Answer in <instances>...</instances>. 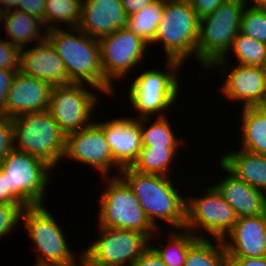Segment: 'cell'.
I'll return each instance as SVG.
<instances>
[{"label":"cell","mask_w":266,"mask_h":266,"mask_svg":"<svg viewBox=\"0 0 266 266\" xmlns=\"http://www.w3.org/2000/svg\"><path fill=\"white\" fill-rule=\"evenodd\" d=\"M0 204H22L9 190L7 176L0 169Z\"/></svg>","instance_id":"obj_40"},{"label":"cell","mask_w":266,"mask_h":266,"mask_svg":"<svg viewBox=\"0 0 266 266\" xmlns=\"http://www.w3.org/2000/svg\"><path fill=\"white\" fill-rule=\"evenodd\" d=\"M14 149L27 152L58 167L64 158L66 135L48 110L19 115L12 119Z\"/></svg>","instance_id":"obj_3"},{"label":"cell","mask_w":266,"mask_h":266,"mask_svg":"<svg viewBox=\"0 0 266 266\" xmlns=\"http://www.w3.org/2000/svg\"><path fill=\"white\" fill-rule=\"evenodd\" d=\"M45 2L46 0H17V9L40 19L45 28Z\"/></svg>","instance_id":"obj_36"},{"label":"cell","mask_w":266,"mask_h":266,"mask_svg":"<svg viewBox=\"0 0 266 266\" xmlns=\"http://www.w3.org/2000/svg\"><path fill=\"white\" fill-rule=\"evenodd\" d=\"M124 11L128 16H131L138 11H141L154 0H120Z\"/></svg>","instance_id":"obj_42"},{"label":"cell","mask_w":266,"mask_h":266,"mask_svg":"<svg viewBox=\"0 0 266 266\" xmlns=\"http://www.w3.org/2000/svg\"><path fill=\"white\" fill-rule=\"evenodd\" d=\"M154 118V121H150L151 117L137 119L140 123L142 147H180L183 142L175 135L168 117ZM148 121L153 123L150 125Z\"/></svg>","instance_id":"obj_27"},{"label":"cell","mask_w":266,"mask_h":266,"mask_svg":"<svg viewBox=\"0 0 266 266\" xmlns=\"http://www.w3.org/2000/svg\"><path fill=\"white\" fill-rule=\"evenodd\" d=\"M103 179H107V188L103 190L98 202V226L137 231L145 234L150 241H155L161 227L157 229L150 223L140 201L127 183L117 174Z\"/></svg>","instance_id":"obj_6"},{"label":"cell","mask_w":266,"mask_h":266,"mask_svg":"<svg viewBox=\"0 0 266 266\" xmlns=\"http://www.w3.org/2000/svg\"><path fill=\"white\" fill-rule=\"evenodd\" d=\"M203 193L204 196L187 197L184 229L197 238H207L209 235L211 239L212 235L213 240H223L237 222V216L213 184L206 186ZM201 230L207 232V237Z\"/></svg>","instance_id":"obj_10"},{"label":"cell","mask_w":266,"mask_h":266,"mask_svg":"<svg viewBox=\"0 0 266 266\" xmlns=\"http://www.w3.org/2000/svg\"><path fill=\"white\" fill-rule=\"evenodd\" d=\"M242 3L246 6V7H251V8H263L266 9V0H241ZM253 2L252 5H250L249 3ZM249 4V5H247Z\"/></svg>","instance_id":"obj_44"},{"label":"cell","mask_w":266,"mask_h":266,"mask_svg":"<svg viewBox=\"0 0 266 266\" xmlns=\"http://www.w3.org/2000/svg\"><path fill=\"white\" fill-rule=\"evenodd\" d=\"M182 66L180 61L166 60L165 67L168 71L149 69L137 75L127 94L131 107L139 113L136 119L153 115L167 116L165 112L171 110L175 100L178 101V95L180 96L178 77Z\"/></svg>","instance_id":"obj_4"},{"label":"cell","mask_w":266,"mask_h":266,"mask_svg":"<svg viewBox=\"0 0 266 266\" xmlns=\"http://www.w3.org/2000/svg\"><path fill=\"white\" fill-rule=\"evenodd\" d=\"M245 5L241 0H226L211 14L200 18L197 61L207 70L230 50L240 32L241 15Z\"/></svg>","instance_id":"obj_8"},{"label":"cell","mask_w":266,"mask_h":266,"mask_svg":"<svg viewBox=\"0 0 266 266\" xmlns=\"http://www.w3.org/2000/svg\"><path fill=\"white\" fill-rule=\"evenodd\" d=\"M53 86L18 70L9 88L2 115L11 119L27 113L46 111Z\"/></svg>","instance_id":"obj_16"},{"label":"cell","mask_w":266,"mask_h":266,"mask_svg":"<svg viewBox=\"0 0 266 266\" xmlns=\"http://www.w3.org/2000/svg\"><path fill=\"white\" fill-rule=\"evenodd\" d=\"M219 164L227 177L213 186L233 208L237 218L266 213V194L238 179L221 162Z\"/></svg>","instance_id":"obj_21"},{"label":"cell","mask_w":266,"mask_h":266,"mask_svg":"<svg viewBox=\"0 0 266 266\" xmlns=\"http://www.w3.org/2000/svg\"><path fill=\"white\" fill-rule=\"evenodd\" d=\"M131 266H167L157 252L149 246Z\"/></svg>","instance_id":"obj_39"},{"label":"cell","mask_w":266,"mask_h":266,"mask_svg":"<svg viewBox=\"0 0 266 266\" xmlns=\"http://www.w3.org/2000/svg\"><path fill=\"white\" fill-rule=\"evenodd\" d=\"M199 18L211 14L226 0H188Z\"/></svg>","instance_id":"obj_38"},{"label":"cell","mask_w":266,"mask_h":266,"mask_svg":"<svg viewBox=\"0 0 266 266\" xmlns=\"http://www.w3.org/2000/svg\"><path fill=\"white\" fill-rule=\"evenodd\" d=\"M118 175L134 192L147 219L155 228H159V220L176 231L184 229L186 199L181 196L178 187H174L170 176L139 173L130 167L122 168Z\"/></svg>","instance_id":"obj_2"},{"label":"cell","mask_w":266,"mask_h":266,"mask_svg":"<svg viewBox=\"0 0 266 266\" xmlns=\"http://www.w3.org/2000/svg\"><path fill=\"white\" fill-rule=\"evenodd\" d=\"M14 148L12 119L0 115V161Z\"/></svg>","instance_id":"obj_35"},{"label":"cell","mask_w":266,"mask_h":266,"mask_svg":"<svg viewBox=\"0 0 266 266\" xmlns=\"http://www.w3.org/2000/svg\"><path fill=\"white\" fill-rule=\"evenodd\" d=\"M7 176L8 190L25 206L44 205L53 168L27 152L12 149L1 161Z\"/></svg>","instance_id":"obj_9"},{"label":"cell","mask_w":266,"mask_h":266,"mask_svg":"<svg viewBox=\"0 0 266 266\" xmlns=\"http://www.w3.org/2000/svg\"><path fill=\"white\" fill-rule=\"evenodd\" d=\"M99 45L104 78L113 88L115 80L120 81L139 67L147 46H151L127 28H119L102 37Z\"/></svg>","instance_id":"obj_13"},{"label":"cell","mask_w":266,"mask_h":266,"mask_svg":"<svg viewBox=\"0 0 266 266\" xmlns=\"http://www.w3.org/2000/svg\"><path fill=\"white\" fill-rule=\"evenodd\" d=\"M214 241L198 238L188 248L184 266H228V256L223 241L220 239Z\"/></svg>","instance_id":"obj_26"},{"label":"cell","mask_w":266,"mask_h":266,"mask_svg":"<svg viewBox=\"0 0 266 266\" xmlns=\"http://www.w3.org/2000/svg\"><path fill=\"white\" fill-rule=\"evenodd\" d=\"M86 87L87 84L71 83L52 88L48 112L65 135L79 131L94 121L91 117L100 99L97 92L93 93Z\"/></svg>","instance_id":"obj_12"},{"label":"cell","mask_w":266,"mask_h":266,"mask_svg":"<svg viewBox=\"0 0 266 266\" xmlns=\"http://www.w3.org/2000/svg\"><path fill=\"white\" fill-rule=\"evenodd\" d=\"M46 39L53 45L64 62L71 83L89 84L109 97L115 95L104 78L99 40L79 28H54L46 31Z\"/></svg>","instance_id":"obj_1"},{"label":"cell","mask_w":266,"mask_h":266,"mask_svg":"<svg viewBox=\"0 0 266 266\" xmlns=\"http://www.w3.org/2000/svg\"><path fill=\"white\" fill-rule=\"evenodd\" d=\"M98 228V239L82 251V261L87 266H131L150 246V239L140 232Z\"/></svg>","instance_id":"obj_11"},{"label":"cell","mask_w":266,"mask_h":266,"mask_svg":"<svg viewBox=\"0 0 266 266\" xmlns=\"http://www.w3.org/2000/svg\"><path fill=\"white\" fill-rule=\"evenodd\" d=\"M165 0H154L141 11L128 18L127 29L151 44L155 38L158 23L163 17Z\"/></svg>","instance_id":"obj_28"},{"label":"cell","mask_w":266,"mask_h":266,"mask_svg":"<svg viewBox=\"0 0 266 266\" xmlns=\"http://www.w3.org/2000/svg\"><path fill=\"white\" fill-rule=\"evenodd\" d=\"M240 113H242L240 149L266 155V113L259 107H245Z\"/></svg>","instance_id":"obj_24"},{"label":"cell","mask_w":266,"mask_h":266,"mask_svg":"<svg viewBox=\"0 0 266 266\" xmlns=\"http://www.w3.org/2000/svg\"><path fill=\"white\" fill-rule=\"evenodd\" d=\"M128 18L120 0H82L78 28L99 40L119 28H126Z\"/></svg>","instance_id":"obj_18"},{"label":"cell","mask_w":266,"mask_h":266,"mask_svg":"<svg viewBox=\"0 0 266 266\" xmlns=\"http://www.w3.org/2000/svg\"><path fill=\"white\" fill-rule=\"evenodd\" d=\"M3 13L17 9V0H0Z\"/></svg>","instance_id":"obj_43"},{"label":"cell","mask_w":266,"mask_h":266,"mask_svg":"<svg viewBox=\"0 0 266 266\" xmlns=\"http://www.w3.org/2000/svg\"><path fill=\"white\" fill-rule=\"evenodd\" d=\"M220 159L238 179L266 194V155L238 149L227 151Z\"/></svg>","instance_id":"obj_22"},{"label":"cell","mask_w":266,"mask_h":266,"mask_svg":"<svg viewBox=\"0 0 266 266\" xmlns=\"http://www.w3.org/2000/svg\"><path fill=\"white\" fill-rule=\"evenodd\" d=\"M228 62L227 59H220L208 68L210 72L213 69L219 70V74L223 75L222 78L225 77L220 88L221 94L229 98V101L242 102L243 108L258 107L266 95V82L262 68L238 63L229 72Z\"/></svg>","instance_id":"obj_15"},{"label":"cell","mask_w":266,"mask_h":266,"mask_svg":"<svg viewBox=\"0 0 266 266\" xmlns=\"http://www.w3.org/2000/svg\"><path fill=\"white\" fill-rule=\"evenodd\" d=\"M21 50L4 39H0V69L19 70Z\"/></svg>","instance_id":"obj_34"},{"label":"cell","mask_w":266,"mask_h":266,"mask_svg":"<svg viewBox=\"0 0 266 266\" xmlns=\"http://www.w3.org/2000/svg\"><path fill=\"white\" fill-rule=\"evenodd\" d=\"M81 9L82 0H46V31L54 28H60L57 24H62L64 22L68 28H78L81 20Z\"/></svg>","instance_id":"obj_30"},{"label":"cell","mask_w":266,"mask_h":266,"mask_svg":"<svg viewBox=\"0 0 266 266\" xmlns=\"http://www.w3.org/2000/svg\"><path fill=\"white\" fill-rule=\"evenodd\" d=\"M264 113H266V95L262 100L261 104L258 106Z\"/></svg>","instance_id":"obj_45"},{"label":"cell","mask_w":266,"mask_h":266,"mask_svg":"<svg viewBox=\"0 0 266 266\" xmlns=\"http://www.w3.org/2000/svg\"><path fill=\"white\" fill-rule=\"evenodd\" d=\"M78 266H87L83 261Z\"/></svg>","instance_id":"obj_48"},{"label":"cell","mask_w":266,"mask_h":266,"mask_svg":"<svg viewBox=\"0 0 266 266\" xmlns=\"http://www.w3.org/2000/svg\"><path fill=\"white\" fill-rule=\"evenodd\" d=\"M17 71L0 69V115H2L9 88Z\"/></svg>","instance_id":"obj_37"},{"label":"cell","mask_w":266,"mask_h":266,"mask_svg":"<svg viewBox=\"0 0 266 266\" xmlns=\"http://www.w3.org/2000/svg\"><path fill=\"white\" fill-rule=\"evenodd\" d=\"M261 68H262L263 75L265 77V82H266V56H265V60L263 61Z\"/></svg>","instance_id":"obj_46"},{"label":"cell","mask_w":266,"mask_h":266,"mask_svg":"<svg viewBox=\"0 0 266 266\" xmlns=\"http://www.w3.org/2000/svg\"><path fill=\"white\" fill-rule=\"evenodd\" d=\"M169 232L171 233L166 235V237L169 236L167 237L168 242L166 246H163V243L160 242L157 243L160 247H156L151 241L150 246L157 252L167 266H184L188 248L198 238L186 229H183V231L181 229L179 232L169 230Z\"/></svg>","instance_id":"obj_29"},{"label":"cell","mask_w":266,"mask_h":266,"mask_svg":"<svg viewBox=\"0 0 266 266\" xmlns=\"http://www.w3.org/2000/svg\"><path fill=\"white\" fill-rule=\"evenodd\" d=\"M240 32L266 43V9L245 6L241 15Z\"/></svg>","instance_id":"obj_32"},{"label":"cell","mask_w":266,"mask_h":266,"mask_svg":"<svg viewBox=\"0 0 266 266\" xmlns=\"http://www.w3.org/2000/svg\"><path fill=\"white\" fill-rule=\"evenodd\" d=\"M22 222L39 254L35 266H78L82 262V252L74 255L63 228L44 205L26 207Z\"/></svg>","instance_id":"obj_7"},{"label":"cell","mask_w":266,"mask_h":266,"mask_svg":"<svg viewBox=\"0 0 266 266\" xmlns=\"http://www.w3.org/2000/svg\"><path fill=\"white\" fill-rule=\"evenodd\" d=\"M2 23L5 24L7 33V41L20 50L25 48L31 42L41 43L46 39V30L44 29L43 22L22 11V10H11L3 13ZM44 33L41 32L42 28ZM43 33V34H42Z\"/></svg>","instance_id":"obj_23"},{"label":"cell","mask_w":266,"mask_h":266,"mask_svg":"<svg viewBox=\"0 0 266 266\" xmlns=\"http://www.w3.org/2000/svg\"><path fill=\"white\" fill-rule=\"evenodd\" d=\"M178 147H142L130 168L144 174L170 176Z\"/></svg>","instance_id":"obj_25"},{"label":"cell","mask_w":266,"mask_h":266,"mask_svg":"<svg viewBox=\"0 0 266 266\" xmlns=\"http://www.w3.org/2000/svg\"><path fill=\"white\" fill-rule=\"evenodd\" d=\"M35 45L21 49L19 70L52 86L71 84L64 62L53 45L47 39Z\"/></svg>","instance_id":"obj_19"},{"label":"cell","mask_w":266,"mask_h":266,"mask_svg":"<svg viewBox=\"0 0 266 266\" xmlns=\"http://www.w3.org/2000/svg\"><path fill=\"white\" fill-rule=\"evenodd\" d=\"M64 158L86 164L98 170L102 178L108 177L110 170L121 167L114 161L104 134V122L90 125L66 135ZM110 169V170H109Z\"/></svg>","instance_id":"obj_14"},{"label":"cell","mask_w":266,"mask_h":266,"mask_svg":"<svg viewBox=\"0 0 266 266\" xmlns=\"http://www.w3.org/2000/svg\"><path fill=\"white\" fill-rule=\"evenodd\" d=\"M200 18L188 0H165L163 17L152 44L161 43L166 60L182 64L189 57L197 60Z\"/></svg>","instance_id":"obj_5"},{"label":"cell","mask_w":266,"mask_h":266,"mask_svg":"<svg viewBox=\"0 0 266 266\" xmlns=\"http://www.w3.org/2000/svg\"><path fill=\"white\" fill-rule=\"evenodd\" d=\"M230 51L239 64L261 67L266 56V43L239 32L233 39L229 52L222 59H226L231 54Z\"/></svg>","instance_id":"obj_31"},{"label":"cell","mask_w":266,"mask_h":266,"mask_svg":"<svg viewBox=\"0 0 266 266\" xmlns=\"http://www.w3.org/2000/svg\"><path fill=\"white\" fill-rule=\"evenodd\" d=\"M222 241L228 257H265L266 213L237 218L234 227Z\"/></svg>","instance_id":"obj_17"},{"label":"cell","mask_w":266,"mask_h":266,"mask_svg":"<svg viewBox=\"0 0 266 266\" xmlns=\"http://www.w3.org/2000/svg\"><path fill=\"white\" fill-rule=\"evenodd\" d=\"M106 121L104 134L114 161L121 168L130 167L142 148L140 123L127 115Z\"/></svg>","instance_id":"obj_20"},{"label":"cell","mask_w":266,"mask_h":266,"mask_svg":"<svg viewBox=\"0 0 266 266\" xmlns=\"http://www.w3.org/2000/svg\"><path fill=\"white\" fill-rule=\"evenodd\" d=\"M2 17H3V11H2V9H1V7H0V23L2 24Z\"/></svg>","instance_id":"obj_47"},{"label":"cell","mask_w":266,"mask_h":266,"mask_svg":"<svg viewBox=\"0 0 266 266\" xmlns=\"http://www.w3.org/2000/svg\"><path fill=\"white\" fill-rule=\"evenodd\" d=\"M23 204H0V239L22 224ZM21 223V224H19Z\"/></svg>","instance_id":"obj_33"},{"label":"cell","mask_w":266,"mask_h":266,"mask_svg":"<svg viewBox=\"0 0 266 266\" xmlns=\"http://www.w3.org/2000/svg\"><path fill=\"white\" fill-rule=\"evenodd\" d=\"M228 266H266L265 257H228Z\"/></svg>","instance_id":"obj_41"}]
</instances>
